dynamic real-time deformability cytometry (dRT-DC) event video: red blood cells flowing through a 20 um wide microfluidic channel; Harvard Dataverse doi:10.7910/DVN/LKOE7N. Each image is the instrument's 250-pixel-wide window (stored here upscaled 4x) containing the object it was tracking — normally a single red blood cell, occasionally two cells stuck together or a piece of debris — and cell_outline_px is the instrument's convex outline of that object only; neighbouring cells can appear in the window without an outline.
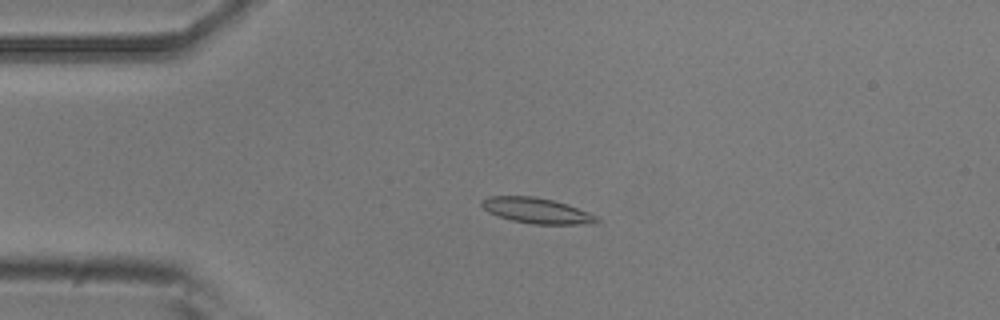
{"species": "common noctule bat (a hibernating species)", "species_latin": "Nyctalus noctula", "temperature_condition": "room temperature", "stored_images_in_passage": 5, "camera_frame_rate_fps": 3000, "um_per_image_px": 0.085, "animal": {"sex": "male", "body_mass_g": 20.5, "forearm_length_mm": 52.5}, "frame": {"image": 1, "passage_image": 1, "time_ms": 0.0, "image_size_px": [1000, 320], "cell_outline_px": [[600, 224], [532, 224], [512, 220], [496, 216], [488, 212], [480, 204], [488, 196], [536, 196], [568, 204], [588, 212], [596, 216], [600, 220]], "centroid_in_image_um": [45.65, 17.91], "position_along_channel_um": 39.3, "area_um2": 17.22}}
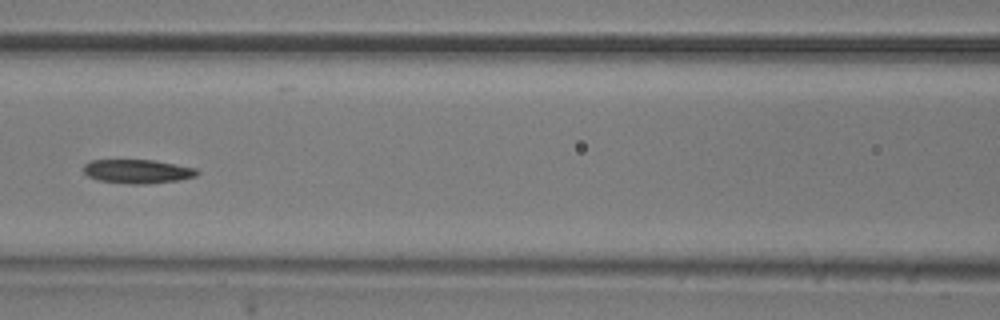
{"frame": {"image": 2, "passage_image": 4, "time_ms": 1.0, "image_size_px": [1000, 320], "cell_outline_px": [[200, 172], [196, 176], [180, 180], [144, 184], [132, 184], [100, 180], [88, 176], [84, 172], [84, 164], [92, 160], [152, 160], [196, 168]], "centroid_in_image_um": [11.71, 14.56], "position_along_channel_um": 154.9, "area_um2": 15.66}}
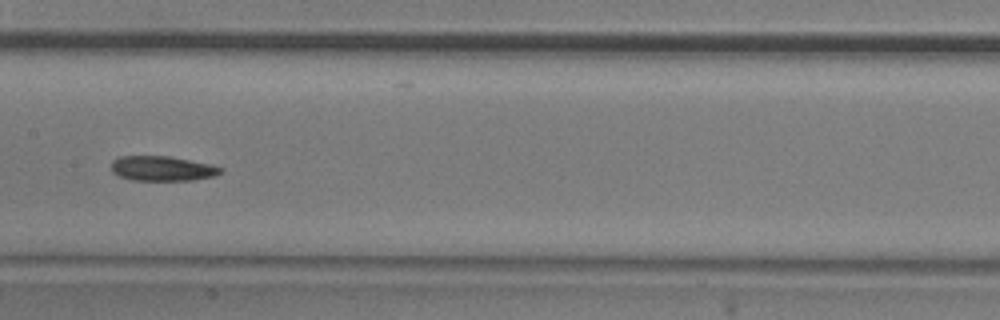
{"frame": {"image": 3, "passage_image": 5, "time_ms": 1.333, "image_size_px": [1000, 320], "cell_outline_px": [[224, 168], [216, 176], [192, 180], [132, 180], [120, 176], [112, 172], [112, 160], [120, 156], [168, 156], [212, 164]], "centroid_in_image_um": [13.81, 14.32], "position_along_channel_um": 193.6, "area_um2": 15.84}}